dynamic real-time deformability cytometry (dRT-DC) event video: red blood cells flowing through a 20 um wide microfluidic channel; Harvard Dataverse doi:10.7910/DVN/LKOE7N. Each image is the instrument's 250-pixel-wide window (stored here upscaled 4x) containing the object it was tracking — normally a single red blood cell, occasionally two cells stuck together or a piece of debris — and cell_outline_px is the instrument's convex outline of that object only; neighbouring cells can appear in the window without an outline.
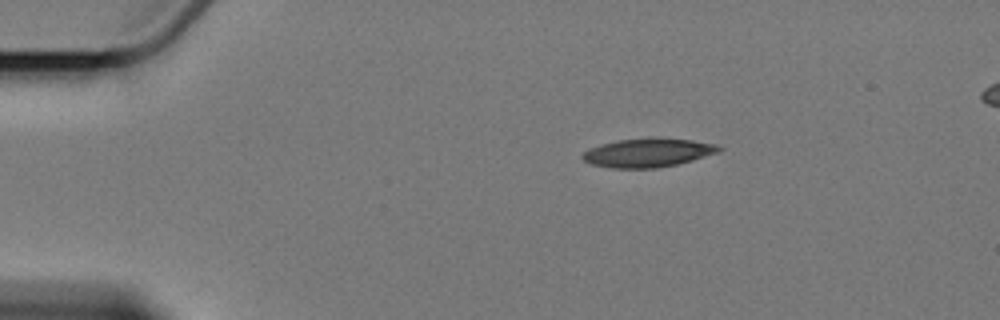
{"species": "Egyptian fruit bat (a non-hibernating species)", "species_latin": "Rousettus aegyptiacus", "temperature_condition": "cold", "stored_images_in_passage": 4, "camera_frame_rate_fps": 3000, "um_per_image_px": 0.085, "animal": {"sex": "female"}, "frame": {"image": 1, "passage_image": 1, "time_ms": 0.0, "image_size_px": [1000, 320], "cell_outline_px": [[724, 148], [720, 152], [692, 160], [676, 164], [656, 168], [612, 168], [592, 164], [584, 160], [580, 156], [584, 152], [600, 144], [616, 140], [692, 140], [716, 144]], "centroid_in_image_um": [55.08, 13.01], "position_along_channel_um": 29.9, "area_um2": 22.02}}
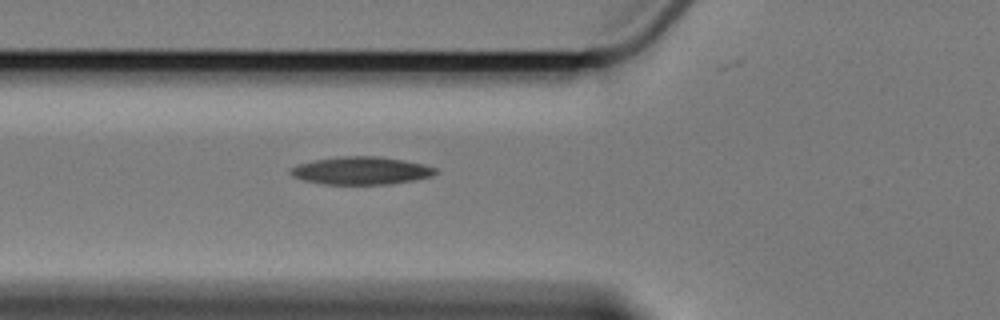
{"frame": {"image": 2, "passage_image": 4, "time_ms": 3.667, "image_size_px": [1000, 320], "cell_outline_px": [[440, 172], [432, 176], [416, 180], [392, 184], [324, 184], [304, 180], [292, 176], [288, 172], [288, 168], [312, 160], [340, 156], [380, 156], [424, 164], [436, 168]], "centroid_in_image_um": [30.71, 14.5], "position_along_channel_um": 95.1, "area_um2": 23.7}}